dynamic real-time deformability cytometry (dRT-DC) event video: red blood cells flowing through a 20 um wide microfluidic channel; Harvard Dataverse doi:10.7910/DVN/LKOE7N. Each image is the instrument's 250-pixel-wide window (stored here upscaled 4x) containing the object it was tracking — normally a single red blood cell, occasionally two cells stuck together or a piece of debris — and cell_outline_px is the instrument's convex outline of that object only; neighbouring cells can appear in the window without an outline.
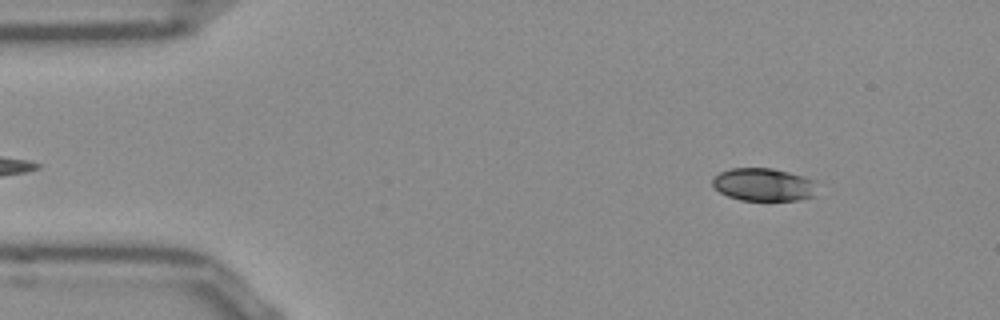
{"species": "Egyptian fruit bat (a non-hibernating species)", "species_latin": "Rousettus aegyptiacus", "temperature_condition": "room temperature", "stored_images_in_passage": 51, "camera_frame_rate_fps": 3000, "um_per_image_px": 0.085, "frame": {"image": 1, "passage_image": 5, "time_ms": 1.333, "image_size_px": [1000, 320], "cell_outline_px": [[816, 196], [796, 200], [740, 200], [728, 196], [720, 192], [712, 184], [712, 176], [720, 172], [732, 168], [772, 168], [804, 176], [816, 180]], "centroid_in_image_um": [64.93, 15.69], "position_along_channel_um": 20.1, "area_um2": 20.23}}
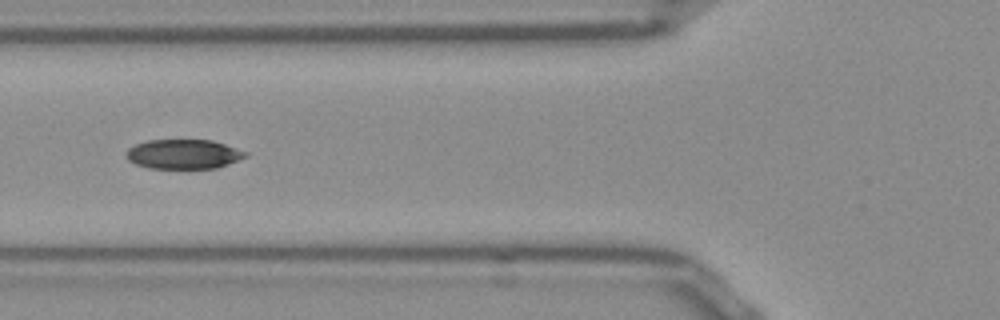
{"frame": {"image": 2, "passage_image": 18, "time_ms": 5.667, "image_size_px": [1000, 320], "cell_outline_px": [[248, 156], [228, 164], [216, 168], [148, 168], [136, 164], [128, 160], [124, 156], [124, 152], [128, 148], [136, 144], [148, 140], [212, 140], [248, 152]], "centroid_in_image_um": [15.57, 13.1], "position_along_channel_um": 110.2, "area_um2": 20.58}}
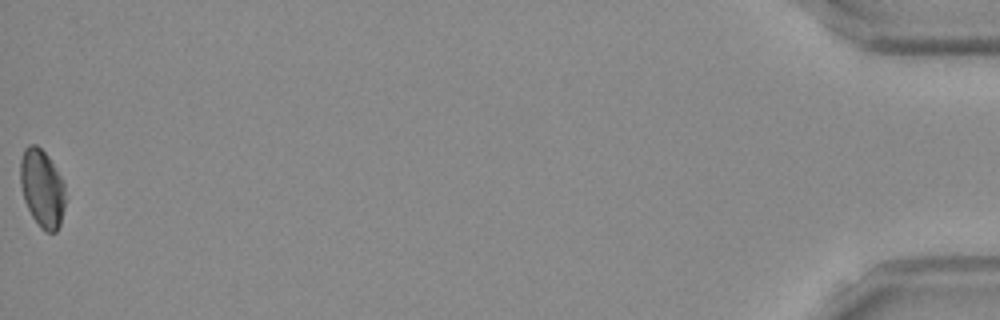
{"frame": {"image": 3, "passage_image": 51, "time_ms": 16.667, "image_size_px": [1000, 320], "cell_outline_px": [[64, 208], [60, 224], [56, 232], [44, 232], [40, 228], [32, 216], [24, 200], [20, 184], [20, 160], [24, 148], [28, 144], [36, 144], [48, 156], [64, 180]], "centroid_in_image_um": [3.57, 15.99], "position_along_channel_um": 431.6, "area_um2": 20.58}, "authors_computed_cell_mechanics": {"area_um2": 20.9236, "velocity_mm_per_s": 3.8788, "shape_relaxation_time_tau1_ms": 5.783, "shape_relaxation_time_tau2_ms": 5.1459, "deformation_change_tau1": 0.1431, "deformation_change_tau2": 0.1094}}